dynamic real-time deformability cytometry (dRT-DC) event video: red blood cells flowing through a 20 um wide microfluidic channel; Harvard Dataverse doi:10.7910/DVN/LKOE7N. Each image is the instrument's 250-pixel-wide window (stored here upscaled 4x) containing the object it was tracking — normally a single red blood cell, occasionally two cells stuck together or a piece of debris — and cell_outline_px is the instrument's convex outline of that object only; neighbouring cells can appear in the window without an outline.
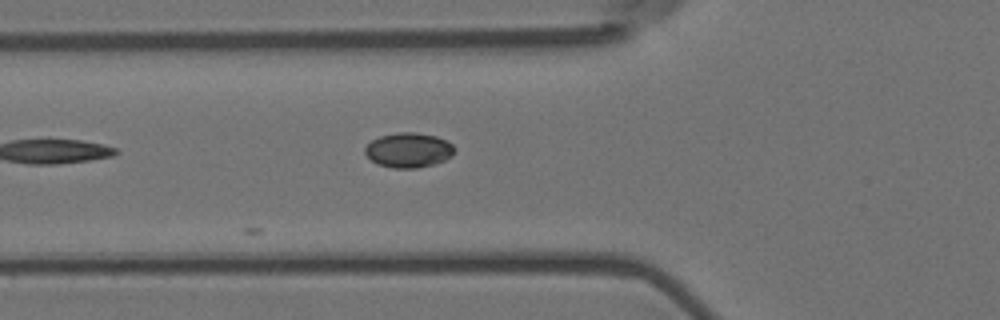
{"species": "Egyptian fruit bat (a non-hibernating species)", "species_latin": "Rousettus aegyptiacus", "temperature_condition": "room temperature", "stored_images_in_passage": 2, "camera_frame_rate_fps": 3000, "um_per_image_px": 0.085, "animal": {"sex": "female"}, "frame": {"image": 1, "passage_image": 2, "time_ms": 0.333, "image_size_px": [1000, 320], "cell_outline_px": [[456, 148], [452, 156], [444, 160], [432, 164], [416, 168], [392, 168], [376, 164], [364, 152], [364, 148], [372, 140], [380, 136], [400, 132], [416, 132], [436, 136], [452, 144]], "centroid_in_image_um": [34.72, 12.76], "position_along_channel_um": 91.1, "area_um2": 18.09}}